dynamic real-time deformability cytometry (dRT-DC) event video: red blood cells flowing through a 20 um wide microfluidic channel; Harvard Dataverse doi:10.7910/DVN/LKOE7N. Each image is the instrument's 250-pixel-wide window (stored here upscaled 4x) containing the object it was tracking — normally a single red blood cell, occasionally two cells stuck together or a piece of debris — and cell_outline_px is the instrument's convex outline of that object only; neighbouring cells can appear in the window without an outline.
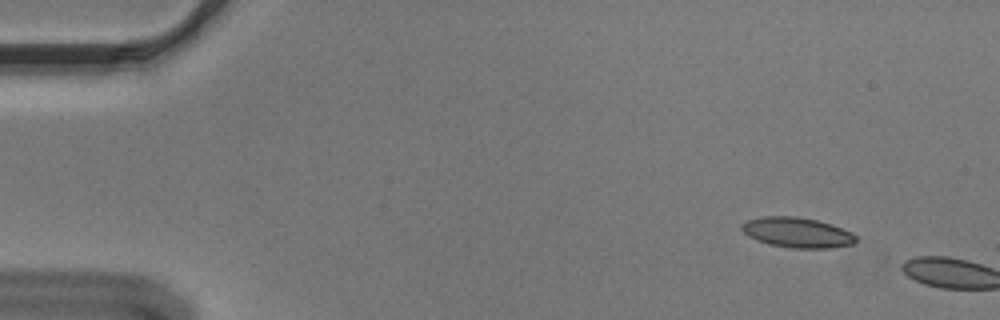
{"species": "Egyptian fruit bat (a non-hibernating species)", "species_latin": "Rousettus aegyptiacus", "temperature_condition": "cold", "stored_images_in_passage": 7, "camera_frame_rate_fps": 3000, "um_per_image_px": 0.085, "animal": {"sex": "male"}, "frame": {"image": 1, "passage_image": 5, "time_ms": 1.333, "image_size_px": [1000, 320], "cell_outline_px": [[856, 240], [852, 244], [828, 248], [792, 248], [768, 244], [756, 240], [748, 236], [740, 228], [740, 224], [748, 220], [764, 216], [796, 216], [816, 220], [832, 224], [852, 232], [856, 236]], "centroid_in_image_um": [67.74, 19.76], "position_along_channel_um": 17.3, "area_um2": 20.11}}